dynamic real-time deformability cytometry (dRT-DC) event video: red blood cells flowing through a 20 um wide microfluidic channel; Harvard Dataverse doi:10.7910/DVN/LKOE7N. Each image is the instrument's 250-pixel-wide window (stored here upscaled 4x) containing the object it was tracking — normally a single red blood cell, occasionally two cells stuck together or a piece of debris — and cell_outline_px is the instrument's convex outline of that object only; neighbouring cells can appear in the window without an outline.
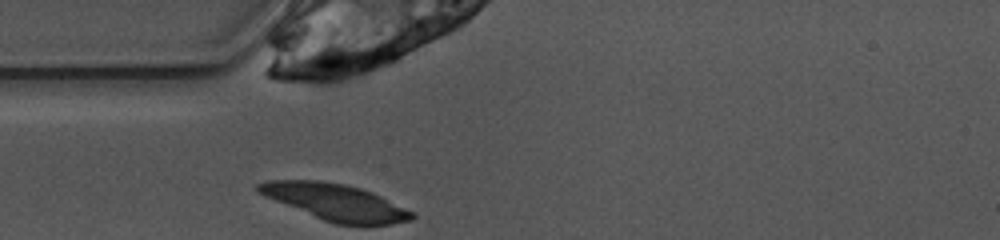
{"species": "common noctule bat (a hibernating species)", "species_latin": "Nyctalus noctula", "temperature_condition": "warm", "stored_images_in_passage": 28, "camera_frame_rate_fps": 3000, "um_per_image_px": 0.085, "animal": {"sex": "female", "body_mass_g": 10.0, "forearm_length_mm": 53.1}, "frame": {"image": 1, "passage_image": 1, "time_ms": 0.0, "image_size_px": [1000, 240], "cell_outline_px": [[416, 216], [412, 220], [392, 224], [336, 224], [324, 220], [264, 196], [256, 192], [256, 184], [268, 180], [320, 180], [344, 184], [360, 188], [372, 192], [416, 212]], "centroid_in_image_um": [28.53, 17.17], "position_along_channel_um": 56.5, "area_um2": 32.48}}
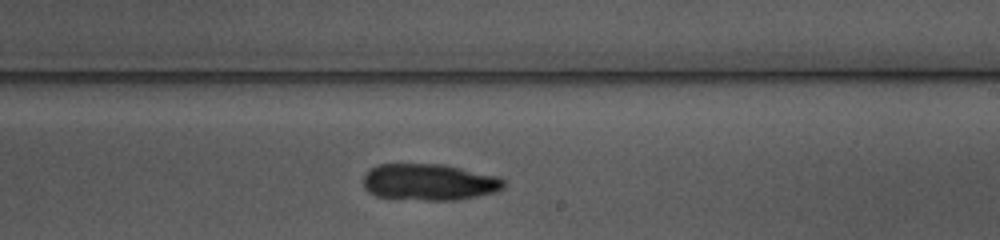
{"frame": {"image": 2, "passage_image": 16, "time_ms": 5.0, "image_size_px": [1000, 240], "cell_outline_px": [[504, 188], [496, 192], [460, 200], [396, 200], [376, 196], [368, 192], [364, 188], [364, 176], [372, 168], [380, 164], [444, 164], [500, 176], [504, 180]], "centroid_in_image_um": [36.5, 15.5], "position_along_channel_um": 252.5, "area_um2": 30.46}}
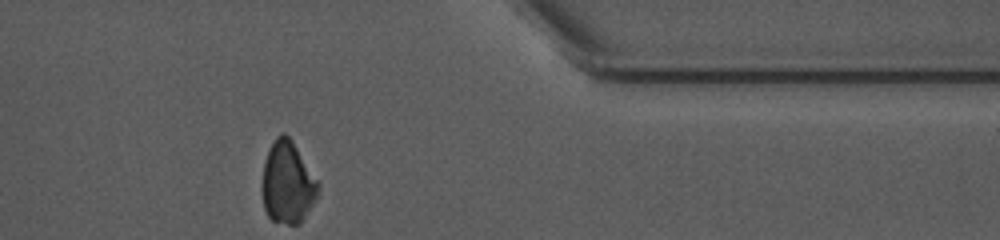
{"frame": {"image": 3, "passage_image": 28, "time_ms": 9.0, "image_size_px": [1000, 240], "cell_outline_px": [[320, 188], [316, 200], [300, 224], [288, 224], [272, 220], [268, 216], [264, 208], [264, 160], [268, 148], [276, 136], [280, 132], [284, 132], [292, 140], [320, 184]], "centroid_in_image_um": [24.48, 15.51], "position_along_channel_um": 386.9, "area_um2": 26.65}}